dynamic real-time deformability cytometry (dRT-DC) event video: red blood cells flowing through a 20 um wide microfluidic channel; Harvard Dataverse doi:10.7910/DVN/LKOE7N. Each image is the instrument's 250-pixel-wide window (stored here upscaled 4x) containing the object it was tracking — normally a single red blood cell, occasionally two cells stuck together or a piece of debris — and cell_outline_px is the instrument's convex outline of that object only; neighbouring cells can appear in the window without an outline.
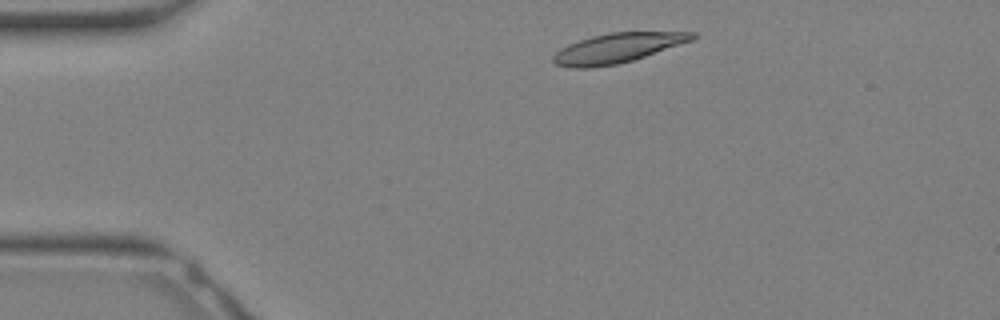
{"species": "Egyptian fruit bat (a non-hibernating species)", "species_latin": "Rousettus aegyptiacus", "temperature_condition": "warm", "stored_images_in_passage": 28, "camera_frame_rate_fps": 3000, "um_per_image_px": 0.085, "animal": {"sex": "female"}, "frame": {"image": 1, "passage_image": 2, "time_ms": 0.333, "image_size_px": [1000, 320], "cell_outline_px": [[696, 36], [692, 40], [632, 60], [616, 64], [588, 68], [572, 68], [556, 64], [552, 60], [552, 56], [560, 48], [568, 44], [592, 36], [608, 32], [696, 32]], "centroid_in_image_um": [52.43, 4.08], "position_along_channel_um": 32.6, "area_um2": 23.7}}
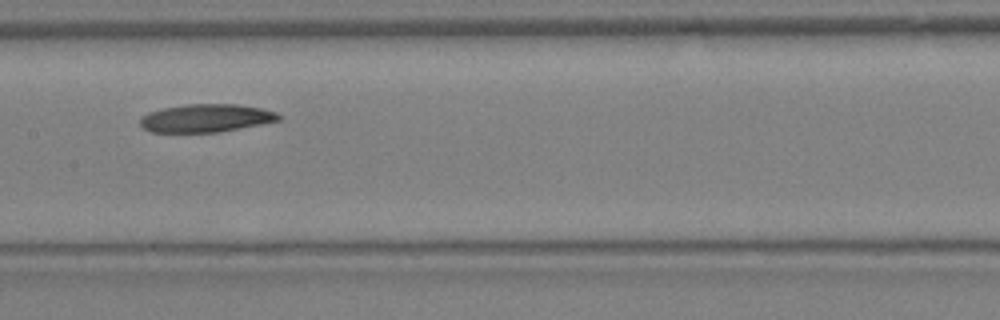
{"frame": {"image": 2, "passage_image": 12, "time_ms": 3.667, "image_size_px": [1000, 320], "cell_outline_px": [[284, 116], [280, 120], [220, 132], [152, 132], [144, 128], [140, 124], [140, 116], [148, 112], [164, 108], [184, 104], [236, 104], [260, 108], [276, 112]], "centroid_in_image_um": [17.51, 10.03], "position_along_channel_um": 189.9, "area_um2": 22.66}}
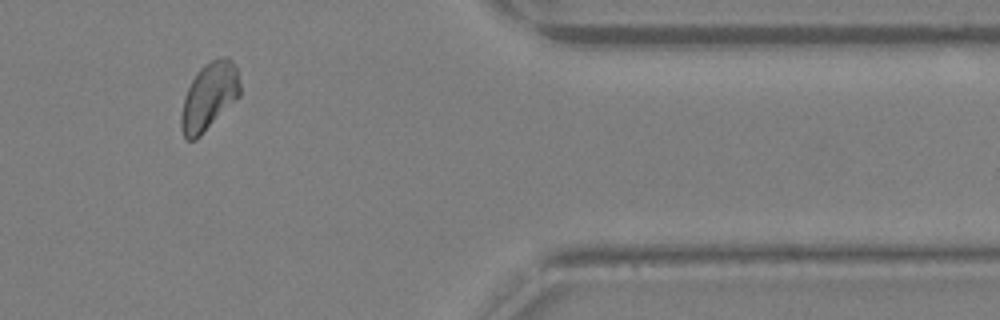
{"frame": {"image": 3, "passage_image": 23, "time_ms": 7.333, "image_size_px": [1000, 320], "cell_outline_px": [[240, 96], [196, 140], [188, 140], [184, 136], [180, 128], [180, 116], [184, 96], [196, 72], [204, 64], [212, 60], [224, 56], [228, 56], [236, 64], [240, 84]], "centroid_in_image_um": [17.77, 8.18], "position_along_channel_um": 393.6, "area_um2": 23.29}}